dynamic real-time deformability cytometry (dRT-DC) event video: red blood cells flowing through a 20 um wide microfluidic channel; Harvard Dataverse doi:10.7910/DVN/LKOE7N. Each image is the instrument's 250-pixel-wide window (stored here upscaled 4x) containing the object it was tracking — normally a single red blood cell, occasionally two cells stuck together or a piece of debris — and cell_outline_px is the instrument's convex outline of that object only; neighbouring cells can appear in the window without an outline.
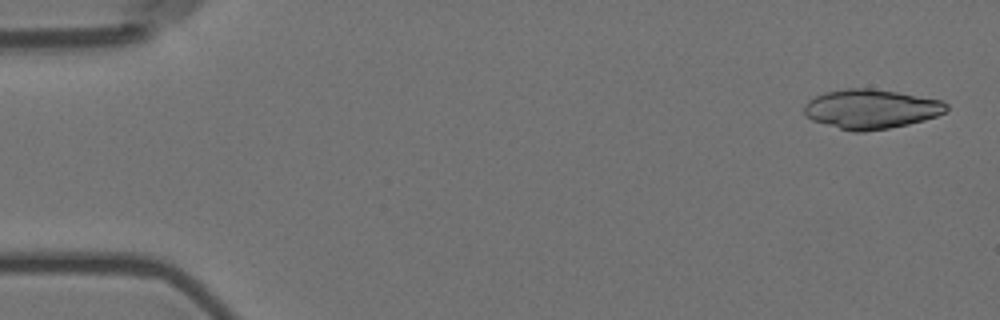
{"species": "Egyptian fruit bat (a non-hibernating species)", "species_latin": "Rousettus aegyptiacus", "temperature_condition": "room temperature", "stored_images_in_passage": 4, "camera_frame_rate_fps": 3000, "um_per_image_px": 0.085, "animal": {"sex": "female"}, "frame": {"image": 1, "passage_image": 1, "time_ms": 0.0, "image_size_px": [1000, 320], "cell_outline_px": [[948, 108], [944, 112], [936, 116], [924, 120], [908, 124], [888, 128], [864, 132], [852, 132], [812, 120], [804, 116], [804, 104], [808, 100], [824, 92], [848, 88], [868, 88], [896, 92], [940, 100], [948, 104]], "centroid_in_image_um": [74.0, 9.27], "position_along_channel_um": 11.0, "area_um2": 32.54}}